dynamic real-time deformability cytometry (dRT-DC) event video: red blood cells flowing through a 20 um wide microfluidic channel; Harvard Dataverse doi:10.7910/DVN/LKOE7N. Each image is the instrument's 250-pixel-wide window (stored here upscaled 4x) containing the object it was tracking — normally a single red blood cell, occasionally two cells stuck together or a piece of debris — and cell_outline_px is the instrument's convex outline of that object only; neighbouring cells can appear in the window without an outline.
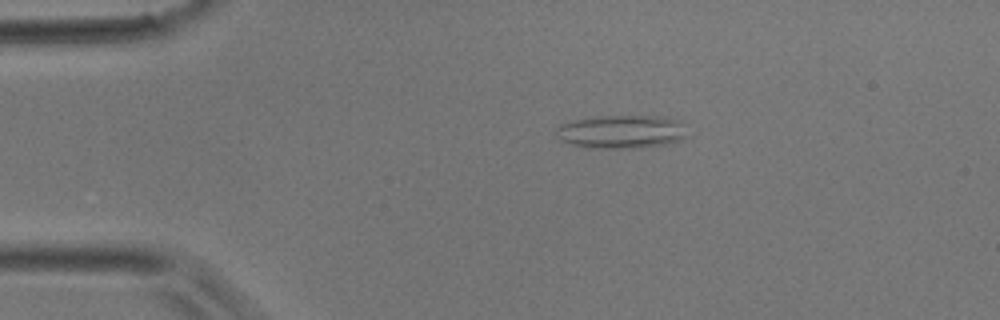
{"species": "common noctule bat (a hibernating species)", "species_latin": "Nyctalus noctula", "temperature_condition": "room temperature", "stored_images_in_passage": 3, "camera_frame_rate_fps": 3000, "um_per_image_px": 0.085, "animal": {"sex": "male", "body_mass_g": 17.9}, "frame": {"image": 1, "passage_image": 2, "time_ms": 0.333, "image_size_px": [1000, 320], "cell_outline_px": [[688, 136], [680, 140], [664, 144], [636, 148], [588, 148], [572, 144], [560, 140], [556, 136], [556, 128], [560, 124], [572, 120], [592, 116], [664, 116], [684, 120]], "centroid_in_image_um": [52.86, 11.18], "position_along_channel_um": 32.1, "area_um2": 26.07}}